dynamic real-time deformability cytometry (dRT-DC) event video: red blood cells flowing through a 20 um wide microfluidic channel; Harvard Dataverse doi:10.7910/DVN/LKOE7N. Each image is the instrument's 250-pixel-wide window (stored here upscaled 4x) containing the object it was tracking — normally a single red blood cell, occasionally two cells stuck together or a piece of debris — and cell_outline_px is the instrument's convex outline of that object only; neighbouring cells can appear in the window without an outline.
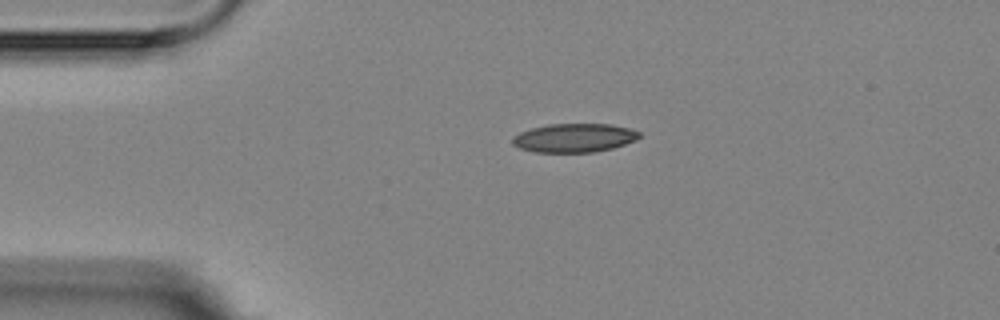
{"species": "Egyptian fruit bat (a non-hibernating species)", "species_latin": "Rousettus aegyptiacus", "temperature_condition": "room temperature", "stored_images_in_passage": 2, "camera_frame_rate_fps": 3000, "um_per_image_px": 0.085, "animal": {"sex": "female"}, "frame": {"image": 1, "passage_image": 1, "time_ms": 0.0, "image_size_px": [1000, 320], "cell_outline_px": [[640, 136], [636, 140], [612, 148], [592, 152], [536, 152], [520, 148], [512, 144], [512, 136], [520, 132], [532, 128], [548, 124], [612, 124], [628, 128], [640, 132]], "centroid_in_image_um": [48.79, 11.71], "position_along_channel_um": 36.2, "area_um2": 21.15}}